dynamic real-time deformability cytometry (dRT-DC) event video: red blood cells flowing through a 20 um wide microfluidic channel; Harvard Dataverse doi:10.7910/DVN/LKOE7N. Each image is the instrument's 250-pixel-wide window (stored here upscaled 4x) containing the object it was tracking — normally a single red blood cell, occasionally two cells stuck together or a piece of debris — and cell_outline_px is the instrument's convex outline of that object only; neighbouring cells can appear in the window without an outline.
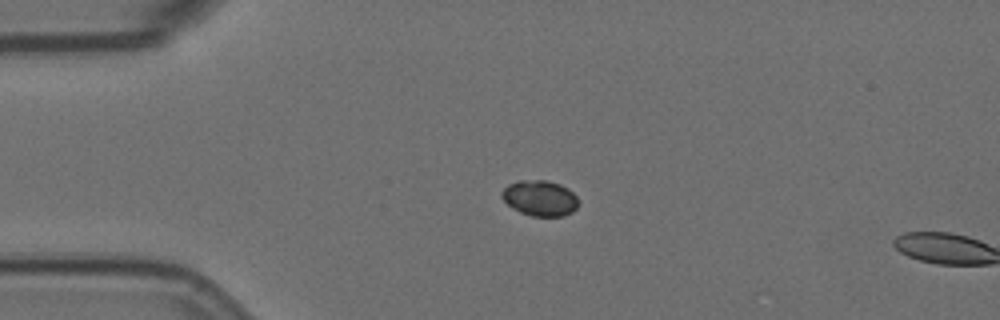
{"species": "Egyptian fruit bat (a non-hibernating species)", "species_latin": "Rousettus aegyptiacus", "temperature_condition": "room temperature", "stored_images_in_passage": 2, "camera_frame_rate_fps": 3000, "um_per_image_px": 0.085, "animal": {"sex": "female"}, "frame": {"image": 1, "passage_image": 1, "time_ms": 0.0, "image_size_px": [1000, 320], "cell_outline_px": [[576, 208], [572, 212], [564, 216], [532, 216], [520, 212], [512, 208], [500, 196], [500, 192], [508, 184], [520, 180], [544, 180], [560, 184], [568, 188], [576, 196]], "centroid_in_image_um": [45.86, 16.84], "position_along_channel_um": 39.1, "area_um2": 15.84}}